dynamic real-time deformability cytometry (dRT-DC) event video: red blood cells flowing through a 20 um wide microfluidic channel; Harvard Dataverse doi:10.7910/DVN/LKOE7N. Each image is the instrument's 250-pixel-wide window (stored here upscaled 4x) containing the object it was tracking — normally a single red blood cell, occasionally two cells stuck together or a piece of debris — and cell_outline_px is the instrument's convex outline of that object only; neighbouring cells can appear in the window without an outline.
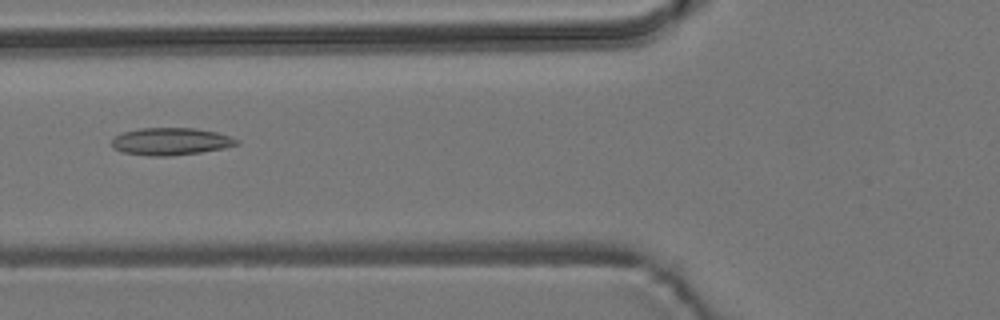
{"species": "common noctule bat (a hibernating species)", "species_latin": "Nyctalus noctula", "temperature_condition": "room temperature", "stored_images_in_passage": 8, "camera_frame_rate_fps": 3000, "um_per_image_px": 0.085, "animal": {"sex": "male", "body_mass_g": 19.2, "forearm_length_mm": 51.8}, "frame": {"image": 1, "passage_image": 6, "time_ms": 6.0, "image_size_px": [1000, 320], "cell_outline_px": [[240, 144], [224, 148], [200, 152], [168, 156], [148, 156], [120, 152], [112, 148], [112, 140], [116, 136], [124, 132], [140, 128], [192, 128], [216, 132], [240, 140]], "centroid_in_image_um": [14.5, 12.03], "position_along_channel_um": 111.3, "area_um2": 19.88}}
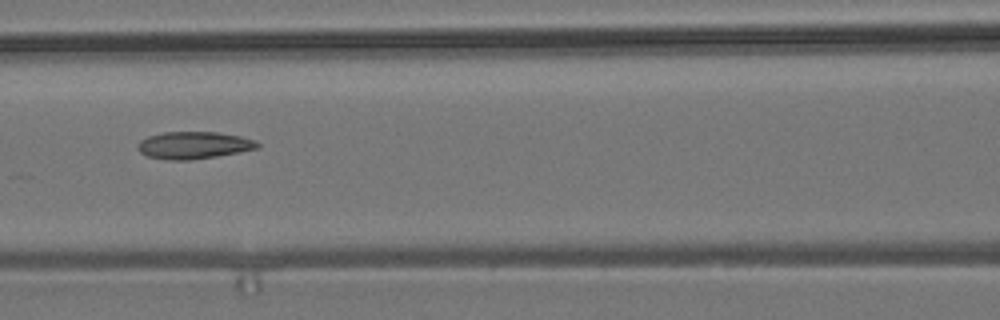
{"frame": {"image": 2, "passage_image": 7, "time_ms": 7.0, "image_size_px": [1000, 320], "cell_outline_px": [[260, 148], [216, 156], [192, 160], [168, 160], [148, 156], [140, 152], [136, 148], [140, 140], [148, 136], [164, 132], [216, 132], [240, 136], [256, 140], [260, 144]], "centroid_in_image_um": [16.47, 12.34], "position_along_channel_um": 150.1, "area_um2": 19.02}}
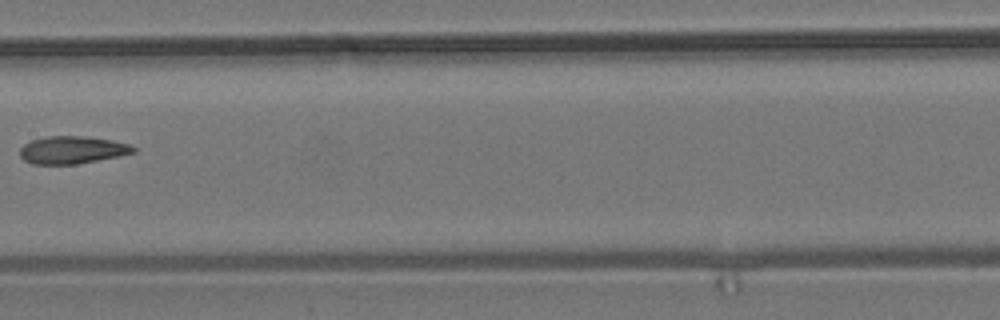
{"frame": {"image": 3, "passage_image": 8, "time_ms": 8.333, "image_size_px": [1000, 320], "cell_outline_px": [[136, 152], [120, 156], [76, 164], [32, 164], [24, 160], [20, 156], [20, 148], [24, 144], [32, 140], [48, 136], [88, 136], [112, 140], [128, 144], [136, 148]], "centroid_in_image_um": [6.14, 12.74], "position_along_channel_um": 201.3, "area_um2": 18.26}}